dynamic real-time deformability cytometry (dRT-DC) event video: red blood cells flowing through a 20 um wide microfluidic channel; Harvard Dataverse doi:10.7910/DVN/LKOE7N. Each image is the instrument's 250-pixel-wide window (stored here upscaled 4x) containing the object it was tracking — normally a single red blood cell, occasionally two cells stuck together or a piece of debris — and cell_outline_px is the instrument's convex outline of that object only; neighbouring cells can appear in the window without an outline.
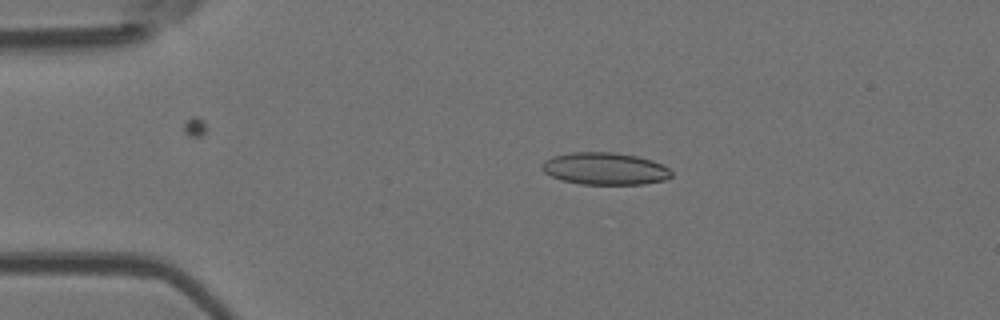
{"species": "Egyptian fruit bat (a non-hibernating species)", "species_latin": "Rousettus aegyptiacus", "temperature_condition": "room temperature", "stored_images_in_passage": 4, "camera_frame_rate_fps": 3000, "um_per_image_px": 0.085, "animal": {"sex": "female"}, "frame": {"image": 1, "passage_image": 3, "time_ms": 2.333, "image_size_px": [1000, 320], "cell_outline_px": [[672, 176], [664, 180], [644, 184], [580, 184], [564, 180], [552, 176], [544, 172], [540, 168], [540, 164], [544, 160], [552, 156], [572, 152], [612, 152], [636, 156], [652, 160], [668, 168], [672, 172]], "centroid_in_image_um": [51.39, 14.33], "position_along_channel_um": 33.6, "area_um2": 24.28}}